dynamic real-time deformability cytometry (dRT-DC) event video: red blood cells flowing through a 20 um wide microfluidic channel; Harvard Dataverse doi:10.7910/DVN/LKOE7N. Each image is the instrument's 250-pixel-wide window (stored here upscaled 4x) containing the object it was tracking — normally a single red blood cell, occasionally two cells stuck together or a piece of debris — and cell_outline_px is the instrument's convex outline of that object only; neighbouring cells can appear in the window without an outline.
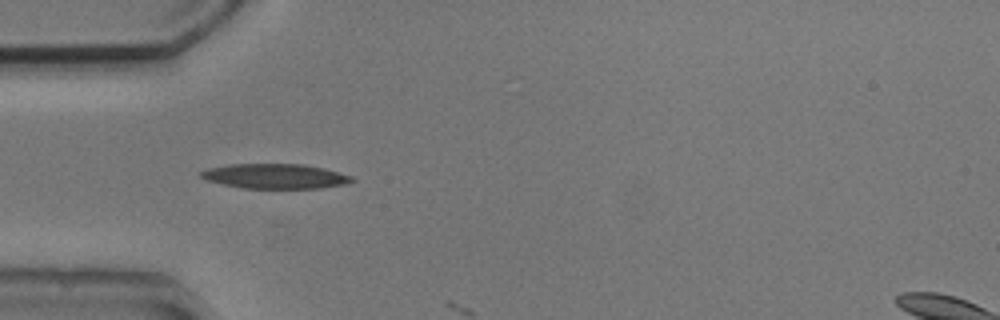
{"species": "common noctule bat (a hibernating species)", "species_latin": "Nyctalus noctula", "temperature_condition": "cold", "stored_images_in_passage": 16, "camera_frame_rate_fps": 3000, "um_per_image_px": 0.085, "animal": {"sex": "male", "body_mass_g": 20.5, "forearm_length_mm": 52.5}, "frame": {"image": 1, "passage_image": 15, "time_ms": 4.667, "image_size_px": [1000, 320], "cell_outline_px": [[356, 180], [348, 184], [320, 188], [244, 188], [224, 184], [208, 180], [200, 176], [200, 172], [208, 168], [232, 164], [304, 164], [324, 168], [352, 176]], "centroid_in_image_um": [23.45, 14.97], "position_along_channel_um": 61.5, "area_um2": 21.73}}